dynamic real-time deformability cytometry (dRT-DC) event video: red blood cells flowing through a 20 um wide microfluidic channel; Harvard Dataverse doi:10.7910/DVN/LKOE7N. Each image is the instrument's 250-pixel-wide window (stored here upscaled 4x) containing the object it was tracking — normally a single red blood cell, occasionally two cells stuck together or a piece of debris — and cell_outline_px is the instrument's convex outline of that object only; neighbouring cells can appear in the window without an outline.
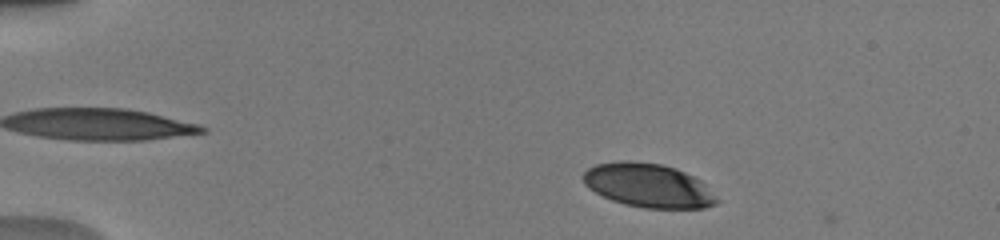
{"species": "human", "species_latin": "Homo sapiens", "temperature_condition": "warm", "stored_images_in_passage": 46, "camera_frame_rate_fps": 3000, "um_per_image_px": 0.085, "donor": {"sex": "male"}, "frame": {"image": 1, "passage_image": 4, "time_ms": 1.0, "image_size_px": [1000, 240], "cell_outline_px": [[720, 200], [716, 204], [704, 208], [644, 208], [624, 204], [612, 200], [588, 188], [584, 184], [584, 172], [588, 168], [596, 164], [620, 160], [632, 160], [660, 164], [676, 168], [700, 180]], "centroid_in_image_um": [55.1, 15.76], "position_along_channel_um": 29.9, "area_um2": 34.1}}
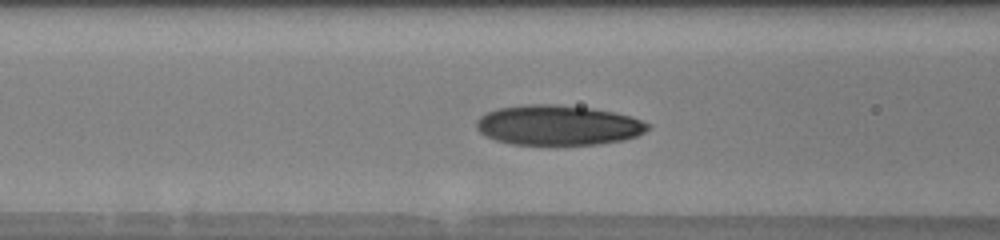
{"frame": {"image": 2, "passage_image": 17, "time_ms": 5.333, "image_size_px": [1000, 240], "cell_outline_px": [[652, 124], [644, 132], [636, 136], [624, 140], [596, 144], [512, 144], [496, 140], [480, 132], [476, 128], [476, 120], [480, 116], [488, 112], [500, 108], [528, 104], [556, 104], [592, 108], [612, 112], [628, 116]], "centroid_in_image_um": [47.43, 10.64], "position_along_channel_um": 119.2, "area_um2": 39.65}}
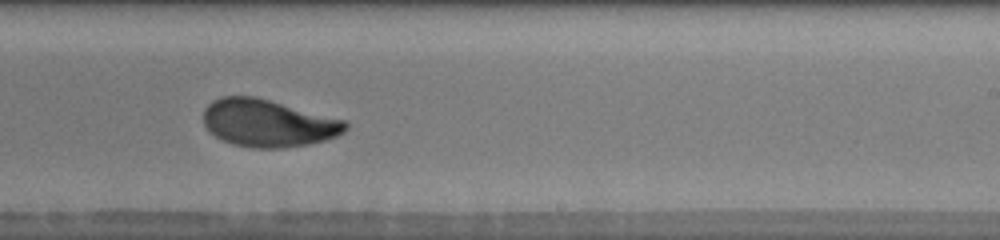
{"frame": {"image": 3, "passage_image": 28, "time_ms": 9.0, "image_size_px": [1000, 240], "cell_outline_px": [[348, 128], [344, 132], [336, 136], [324, 140], [308, 144], [284, 148], [252, 148], [232, 144], [216, 136], [204, 124], [204, 108], [212, 100], [220, 96], [256, 96], [344, 120], [348, 124]], "centroid_in_image_um": [22.77, 10.46], "position_along_channel_um": 266.2, "area_um2": 39.13}, "authors_computed_cell_mechanics": {"area_um2": 38.7838, "velocity_mm_per_s": 4.0219, "shape_relaxation_time_tau1_ms": 3.756, "shape_relaxation_time_tau2_ms": 1.0005, "deformation_change_tau1": 0.1739, "deformation_change_tau2": 0.0636}}